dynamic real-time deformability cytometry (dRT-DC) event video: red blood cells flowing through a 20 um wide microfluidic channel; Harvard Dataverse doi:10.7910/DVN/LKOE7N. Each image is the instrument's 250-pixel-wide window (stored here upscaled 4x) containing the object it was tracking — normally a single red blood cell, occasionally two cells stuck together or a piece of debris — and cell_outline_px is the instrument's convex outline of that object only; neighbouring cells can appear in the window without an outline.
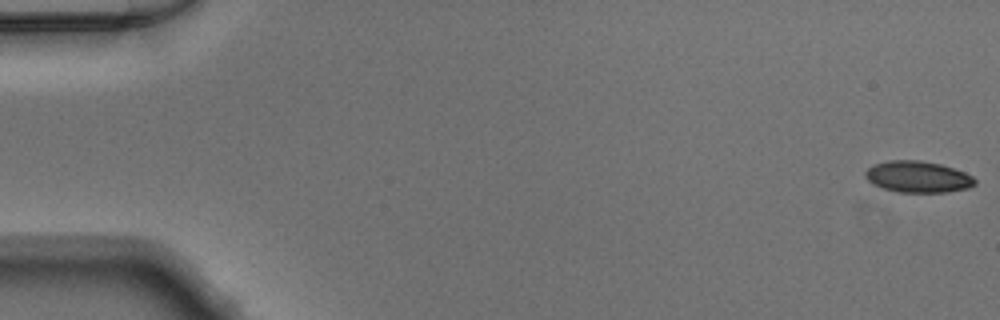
{"species": "Egyptian fruit bat (a non-hibernating species)", "species_latin": "Rousettus aegyptiacus", "temperature_condition": "warm", "stored_images_in_passage": 51, "segment_of_instrument_passage": [1, 2], "camera_frame_rate_fps": 3000, "um_per_image_px": 0.085, "animal": {"sex": "male"}, "frame": {"image": 1, "passage_image": 1, "time_ms": 0.0, "image_size_px": [1000, 320], "cell_outline_px": [[976, 184], [968, 188], [948, 192], [896, 192], [872, 184], [864, 176], [864, 172], [872, 164], [888, 160], [920, 160], [940, 164], [964, 172], [972, 176], [976, 180]], "centroid_in_image_um": [77.99, 15.02], "position_along_channel_um": 7.0, "area_um2": 20.17}}
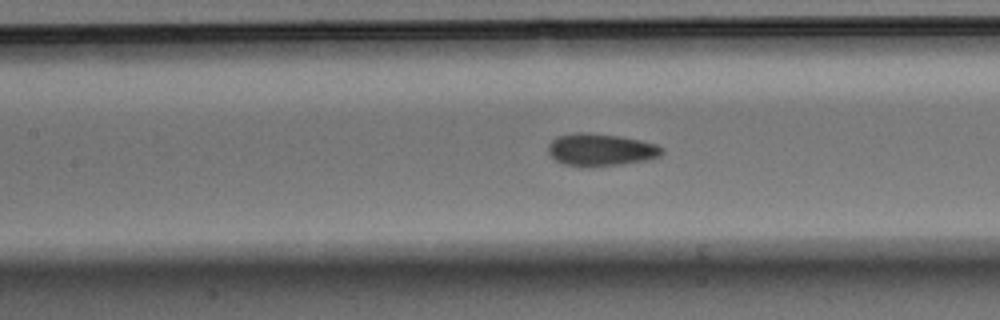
{"frame": {"image": 2, "passage_image": 23, "time_ms": 7.333, "image_size_px": [1000, 320], "cell_outline_px": [[664, 152], [660, 156], [652, 160], [588, 168], [580, 168], [564, 164], [556, 160], [548, 152], [548, 144], [556, 136], [576, 132], [588, 132], [620, 136], [640, 140], [656, 144], [664, 148]], "centroid_in_image_um": [51.07, 12.74], "position_along_channel_um": 156.3, "area_um2": 22.02}}
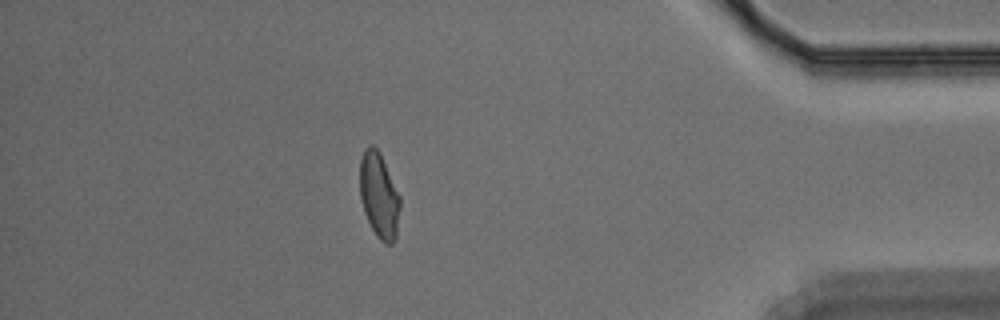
{"frame": {"image": 3, "passage_image": 44, "time_ms": 14.333, "image_size_px": [1000, 320], "cell_outline_px": [[400, 208], [396, 236], [392, 244], [384, 244], [376, 236], [364, 212], [360, 196], [360, 160], [364, 148], [368, 144], [372, 144], [380, 152], [400, 196]], "centroid_in_image_um": [32.22, 16.59], "position_along_channel_um": 403.0, "area_um2": 20.11}}